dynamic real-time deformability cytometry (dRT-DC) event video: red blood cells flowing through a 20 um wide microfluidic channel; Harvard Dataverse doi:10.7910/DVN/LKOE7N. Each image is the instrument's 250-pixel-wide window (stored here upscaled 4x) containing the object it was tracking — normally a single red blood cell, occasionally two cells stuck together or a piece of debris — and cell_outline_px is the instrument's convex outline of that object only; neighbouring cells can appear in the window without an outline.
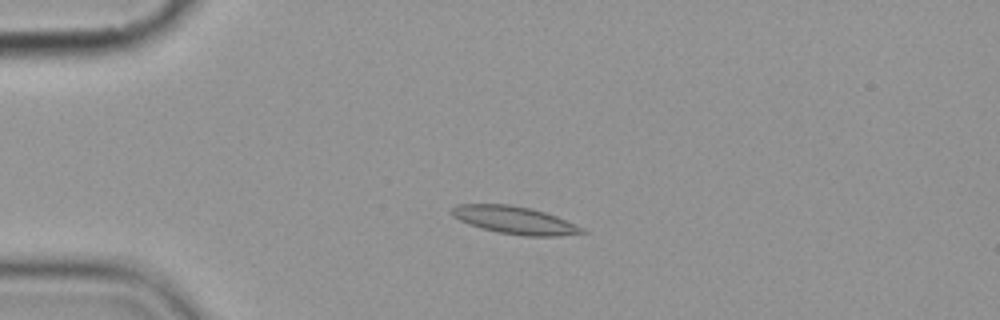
{"species": "common noctule bat (a hibernating species)", "species_latin": "Nyctalus noctula", "temperature_condition": "cold", "stored_images_in_passage": 2, "camera_frame_rate_fps": 3000, "um_per_image_px": 0.085, "animal": {"sex": "female", "body_mass_g": 19.9}, "frame": {"image": 1, "passage_image": 1, "time_ms": 0.0, "image_size_px": [1000, 320], "cell_outline_px": [[588, 232], [560, 236], [524, 236], [496, 232], [480, 228], [468, 224], [452, 216], [452, 208], [460, 204], [508, 204], [532, 208], [556, 216], [584, 228]], "centroid_in_image_um": [43.76, 18.72], "position_along_channel_um": 41.2, "area_um2": 20.98}}